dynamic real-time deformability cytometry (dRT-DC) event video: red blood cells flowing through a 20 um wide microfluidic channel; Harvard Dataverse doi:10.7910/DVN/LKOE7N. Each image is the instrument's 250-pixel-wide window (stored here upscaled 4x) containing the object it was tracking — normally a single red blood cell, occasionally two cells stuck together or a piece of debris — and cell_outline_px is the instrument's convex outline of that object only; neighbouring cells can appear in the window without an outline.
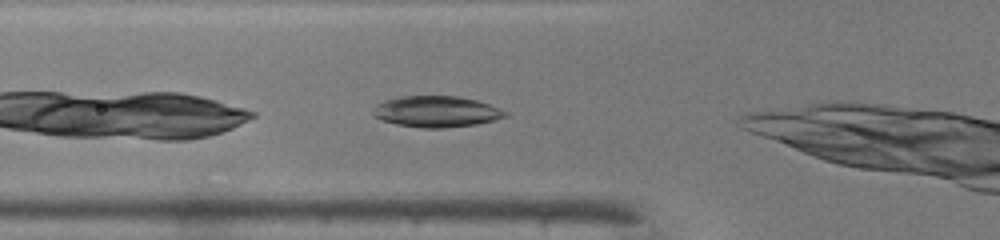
{"species": "common noctule bat (a hibernating species)", "species_latin": "Nyctalus noctula", "temperature_condition": "warm", "stored_images_in_passage": 30, "camera_frame_rate_fps": 3000, "um_per_image_px": 0.085, "animal": {"sex": "male", "body_mass_g": 19.0, "forearm_length_mm": 50.8}, "frame": {"image": 1, "passage_image": 3, "time_ms": 0.667, "image_size_px": [1000, 240], "cell_outline_px": [[508, 116], [476, 124], [444, 128], [424, 128], [396, 124], [380, 120], [372, 112], [384, 100], [404, 96], [456, 96], [476, 100], [488, 104], [508, 112]], "centroid_in_image_um": [37.11, 9.49], "position_along_channel_um": 88.7, "area_um2": 23.64}}
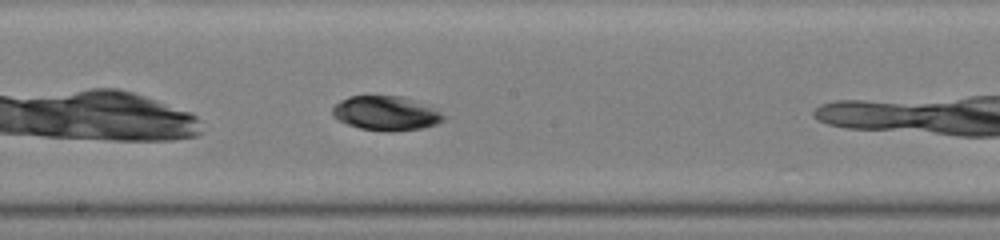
{"frame": {"image": 2, "passage_image": 12, "time_ms": 3.667, "image_size_px": [1000, 240], "cell_outline_px": [[452, 116], [436, 124], [424, 128], [360, 128], [348, 124], [340, 120], [332, 112], [332, 108], [340, 100], [348, 96], [404, 96]], "centroid_in_image_um": [32.87, 9.57], "position_along_channel_um": 215.3, "area_um2": 21.39}}
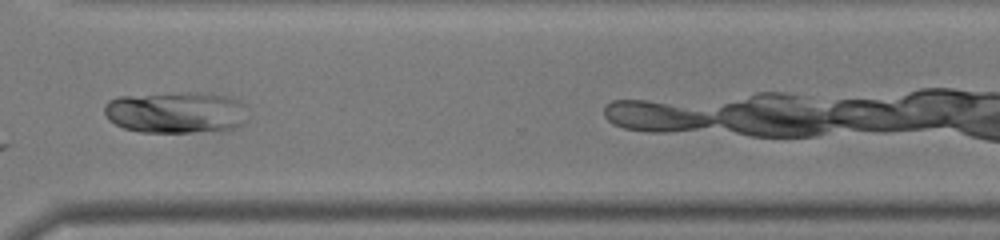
{"frame": {"image": 3, "passage_image": 22, "time_ms": 7.0, "image_size_px": [1000, 240], "cell_outline_px": [[248, 108], [244, 124], [236, 128], [220, 132], [140, 132], [124, 128], [108, 120], [104, 112], [104, 104], [108, 100], [116, 96], [188, 92], [196, 92], [224, 96], [240, 100]], "centroid_in_image_um": [14.98, 9.56], "position_along_channel_um": 355.6, "area_um2": 35.49}, "authors_computed_cell_mechanics": {"area_um2": 23.6402, "velocity_mm_per_s": 4.2227, "shape_relaxation_time_tau1_ms": 5.904, "shape_relaxation_time_tau2_ms": null, "deformation_change_tau1": 0.1742, "deformation_change_tau2": null}}